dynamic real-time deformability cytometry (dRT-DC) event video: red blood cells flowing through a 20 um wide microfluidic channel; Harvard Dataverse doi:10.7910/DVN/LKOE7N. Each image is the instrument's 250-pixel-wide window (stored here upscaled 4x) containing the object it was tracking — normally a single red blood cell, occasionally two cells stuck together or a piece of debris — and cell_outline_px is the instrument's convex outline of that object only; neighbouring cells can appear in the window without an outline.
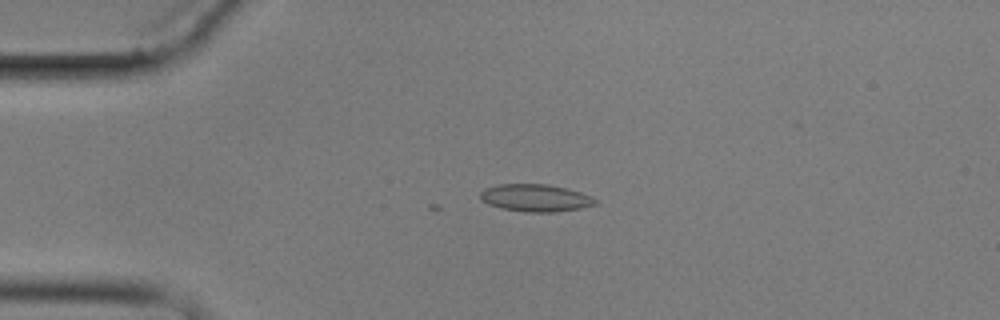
{"species": "common noctule bat (a hibernating species)", "species_latin": "Nyctalus noctula", "temperature_condition": "cold", "stored_images_in_passage": 6, "camera_frame_rate_fps": 3000, "um_per_image_px": 0.085, "animal": {"sex": "male", "body_mass_g": 17.9}, "frame": {"image": 1, "passage_image": 1, "time_ms": 0.0, "image_size_px": [1000, 320], "cell_outline_px": [[596, 204], [580, 208], [556, 212], [524, 212], [504, 208], [488, 204], [480, 200], [480, 192], [484, 188], [500, 184], [548, 184], [568, 188], [592, 196], [596, 200]], "centroid_in_image_um": [45.51, 16.81], "position_along_channel_um": 39.5, "area_um2": 18.38}}
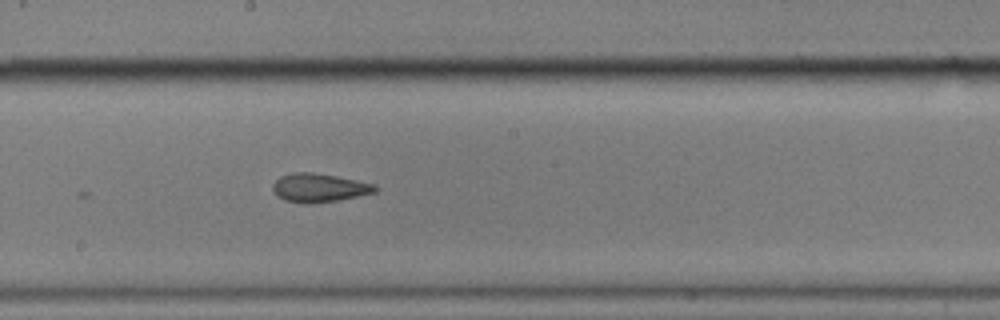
{"frame": {"image": 2, "passage_image": 6, "time_ms": 6.0, "image_size_px": [1000, 320], "cell_outline_px": [[380, 188], [376, 192], [336, 200], [308, 204], [304, 204], [284, 200], [276, 196], [272, 188], [272, 184], [280, 176], [292, 172], [312, 172], [336, 176], [376, 184]], "centroid_in_image_um": [27.11, 15.96], "position_along_channel_um": 221.1, "area_um2": 17.17}}